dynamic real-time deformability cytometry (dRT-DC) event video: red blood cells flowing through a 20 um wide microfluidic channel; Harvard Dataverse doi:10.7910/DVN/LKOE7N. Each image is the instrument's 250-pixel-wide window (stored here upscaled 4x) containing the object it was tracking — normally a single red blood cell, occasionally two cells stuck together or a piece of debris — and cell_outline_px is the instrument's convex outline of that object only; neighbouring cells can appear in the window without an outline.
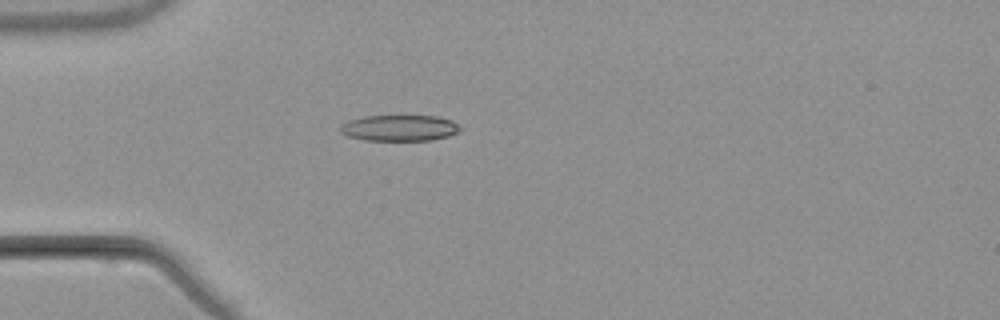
{"species": "common noctule bat (a hibernating species)", "species_latin": "Nyctalus noctula", "temperature_condition": "warm", "stored_images_in_passage": 3, "camera_frame_rate_fps": 3000, "um_per_image_px": 0.085, "animal": {"sex": "male", "body_mass_g": 21.5, "forearm_length_mm": 52.0}, "frame": {"image": 1, "passage_image": 3, "time_ms": 2.333, "image_size_px": [1000, 320], "cell_outline_px": [[460, 128], [456, 132], [448, 136], [432, 140], [364, 140], [348, 136], [340, 132], [340, 124], [348, 120], [364, 116], [436, 116], [452, 120]], "centroid_in_image_um": [33.9, 10.87], "position_along_channel_um": 51.1, "area_um2": 18.09}}